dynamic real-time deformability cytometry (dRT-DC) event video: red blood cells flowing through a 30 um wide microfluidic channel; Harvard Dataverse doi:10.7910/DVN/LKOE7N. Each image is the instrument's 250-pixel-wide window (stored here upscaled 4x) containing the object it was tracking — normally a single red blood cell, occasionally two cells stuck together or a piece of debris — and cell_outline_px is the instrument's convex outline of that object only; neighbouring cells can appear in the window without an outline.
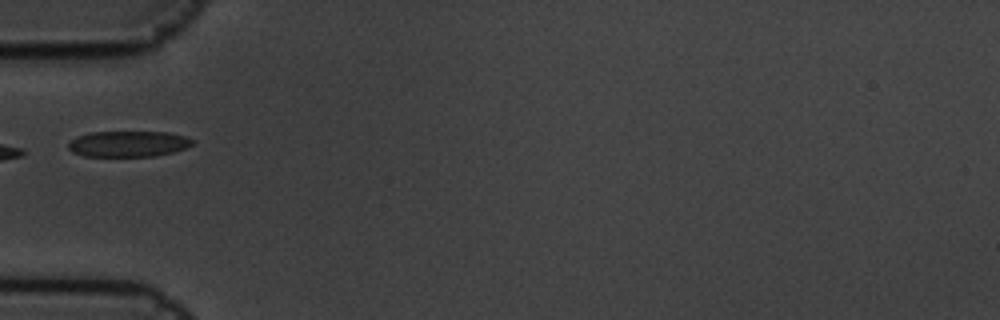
{"species": "common noctule bat (a hibernating species)", "species_latin": "Nyctalus noctula", "temperature_condition": "cold", "stored_images_in_passage": 8, "camera_frame_rate_fps": 3000, "um_per_image_px": 0.085, "animal": {"sex": "male", "body_mass_g": 19.5, "forearm_length_mm": 54.6}, "frame": {"image": 1, "passage_image": 7, "time_ms": 2.0, "image_size_px": [1000, 320], "cell_outline_px": [[196, 144], [172, 152], [156, 156], [84, 156], [72, 152], [68, 148], [68, 144], [76, 136], [92, 132], [168, 132], [184, 136], [196, 140]], "centroid_in_image_um": [10.93, 12.22], "position_along_channel_um": 74.1, "area_um2": 18.79}}
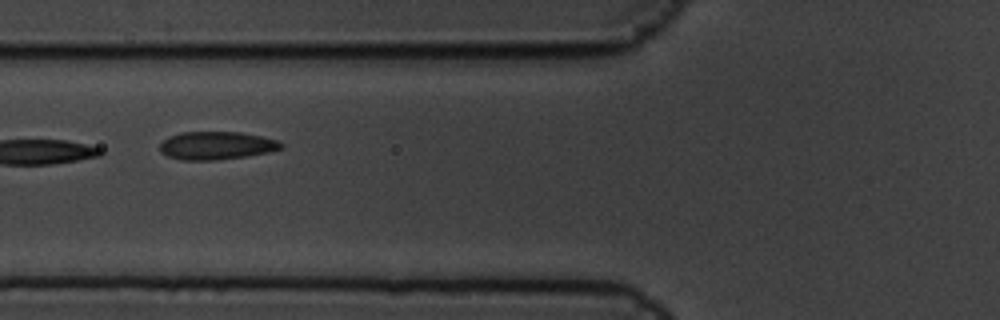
{"frame": {"image": 2, "passage_image": 8, "time_ms": 2.333, "image_size_px": [1000, 320], "cell_outline_px": [[284, 148], [268, 152], [244, 156], [212, 160], [180, 160], [168, 156], [160, 152], [160, 144], [168, 136], [180, 132], [240, 132], [260, 136], [276, 140], [284, 144]], "centroid_in_image_um": [18.37, 12.36], "position_along_channel_um": 107.4, "area_um2": 19.71}}